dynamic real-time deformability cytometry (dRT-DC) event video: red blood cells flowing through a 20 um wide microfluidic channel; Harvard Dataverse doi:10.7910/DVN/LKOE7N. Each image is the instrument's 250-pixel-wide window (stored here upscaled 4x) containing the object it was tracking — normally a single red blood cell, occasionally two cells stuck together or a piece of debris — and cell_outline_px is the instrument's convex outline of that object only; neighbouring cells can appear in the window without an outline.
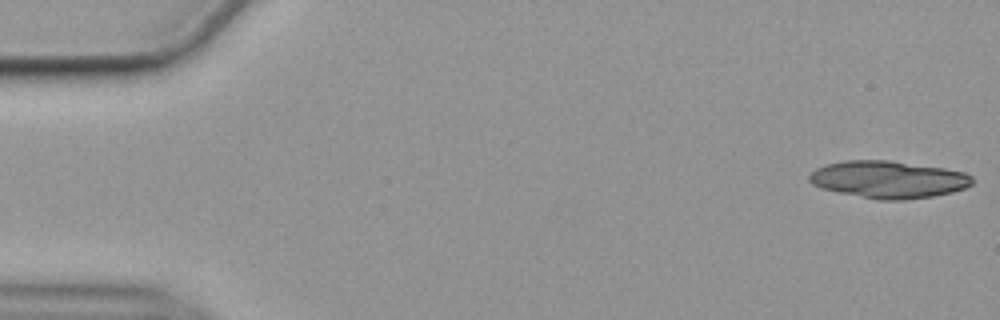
{"species": "common noctule bat (a hibernating species)", "species_latin": "Nyctalus noctula", "temperature_condition": "cold", "stored_images_in_passage": 53, "camera_frame_rate_fps": 3000, "um_per_image_px": 0.085, "animal": {"sex": "female", "body_mass_g": 19.9}, "frame": {"image": 1, "passage_image": 1, "time_ms": 0.0, "image_size_px": [1000, 320], "cell_outline_px": [[972, 184], [964, 188], [952, 192], [932, 196], [904, 200], [876, 200], [820, 188], [812, 184], [808, 180], [808, 176], [816, 168], [824, 164], [844, 160], [888, 160], [944, 168], [964, 172], [972, 176]], "centroid_in_image_um": [75.47, 15.25], "position_along_channel_um": 9.5, "area_um2": 35.49}}
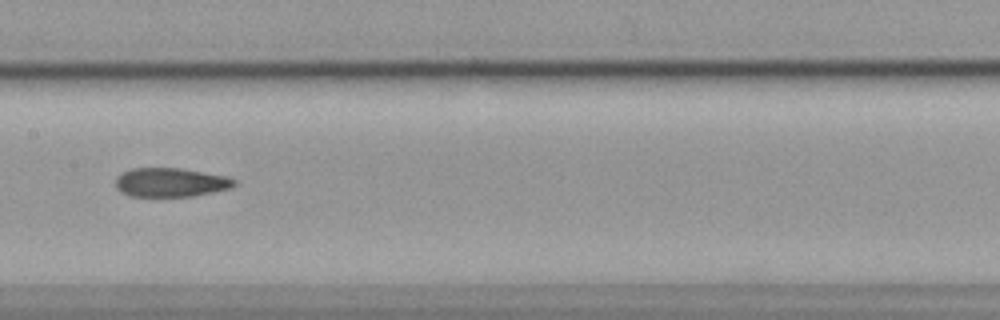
{"frame": {"image": 2, "passage_image": 28, "time_ms": 9.0, "image_size_px": [1000, 320], "cell_outline_px": [[236, 184], [228, 188], [212, 192], [192, 196], [132, 196], [120, 192], [116, 188], [116, 176], [120, 172], [132, 168], [180, 168], [228, 176], [236, 180]], "centroid_in_image_um": [14.47, 15.49], "position_along_channel_um": 192.9, "area_um2": 20.06}}
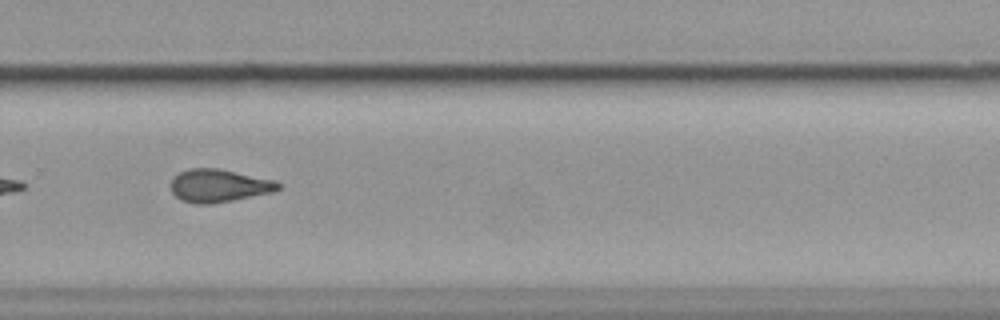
{"frame": {"image": 3, "passage_image": 38, "time_ms": 12.333, "image_size_px": [1000, 320], "cell_outline_px": [[280, 188], [272, 192], [232, 200], [208, 204], [192, 204], [180, 200], [172, 192], [168, 184], [172, 176], [188, 168], [220, 168], [276, 180], [280, 184]], "centroid_in_image_um": [18.54, 15.77], "position_along_channel_um": 311.3, "area_um2": 20.92}, "authors_computed_cell_mechanics": {"area_um2": 20.8658, "velocity_mm_per_s": 3.5634, "shape_relaxation_time_tau1_ms": null, "shape_relaxation_time_tau2_ms": 3.4854, "deformation_change_tau1": null, "deformation_change_tau2": 0.097}}